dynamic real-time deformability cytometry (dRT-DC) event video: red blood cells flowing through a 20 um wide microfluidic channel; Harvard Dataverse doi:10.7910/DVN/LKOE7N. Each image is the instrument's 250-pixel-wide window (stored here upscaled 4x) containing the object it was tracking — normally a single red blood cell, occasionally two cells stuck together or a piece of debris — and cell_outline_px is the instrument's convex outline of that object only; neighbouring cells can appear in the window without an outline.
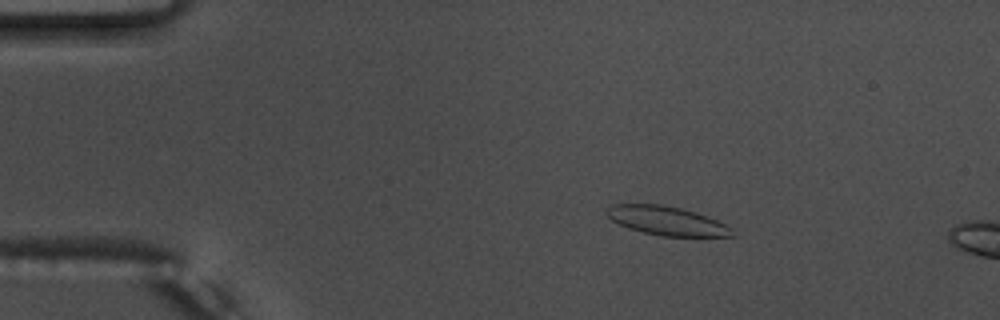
{"species": "common noctule bat (a hibernating species)", "species_latin": "Nyctalus noctula", "temperature_condition": "warm", "stored_images_in_passage": 16, "camera_frame_rate_fps": 3000, "um_per_image_px": 0.085, "animal": {"sex": "male", "body_mass_g": 17.5, "forearm_length_mm": 52.3}, "frame": {"image": 1, "passage_image": 10, "time_ms": 3.0, "image_size_px": [1000, 320], "cell_outline_px": [[736, 236], [660, 236], [628, 228], [612, 220], [604, 212], [604, 208], [612, 204], [660, 204], [680, 208], [696, 212], [708, 216], [732, 228]], "centroid_in_image_um": [56.65, 18.76], "position_along_channel_um": 28.4, "area_um2": 21.15}}